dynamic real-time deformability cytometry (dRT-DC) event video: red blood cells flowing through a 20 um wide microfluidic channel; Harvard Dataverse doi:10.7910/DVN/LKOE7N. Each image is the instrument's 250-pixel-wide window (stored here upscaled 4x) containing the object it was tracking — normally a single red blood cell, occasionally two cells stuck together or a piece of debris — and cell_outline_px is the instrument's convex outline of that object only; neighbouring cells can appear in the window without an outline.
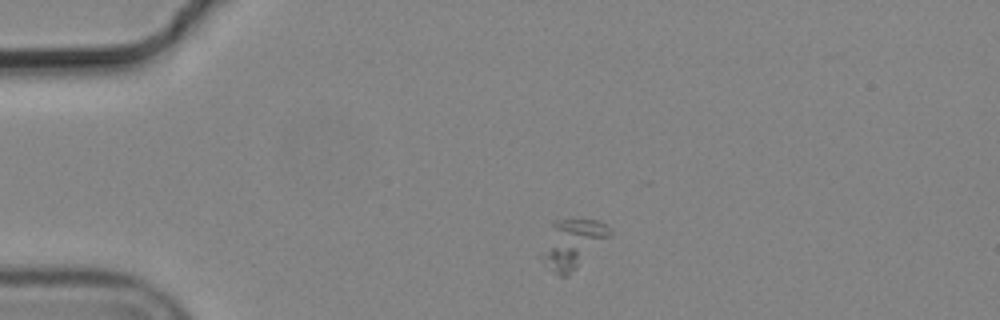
{"species": "common noctule bat (a hibernating species)", "species_latin": "Nyctalus noctula", "temperature_condition": "cold", "stored_images_in_passage": 6, "camera_frame_rate_fps": 3000, "um_per_image_px": 0.085, "animal": {"sex": "male", "body_mass_g": 19.2, "forearm_length_mm": 51.8}, "frame": {"image": 1, "passage_image": 4, "time_ms": 1.0, "image_size_px": [1000, 320], "cell_outline_px": [[612, 232], [568, 276], [560, 276], [552, 272], [544, 256], [552, 224], [556, 220], [596, 220], [604, 224]], "centroid_in_image_um": [48.7, 20.71], "position_along_channel_um": 36.3, "area_um2": 17.92}}
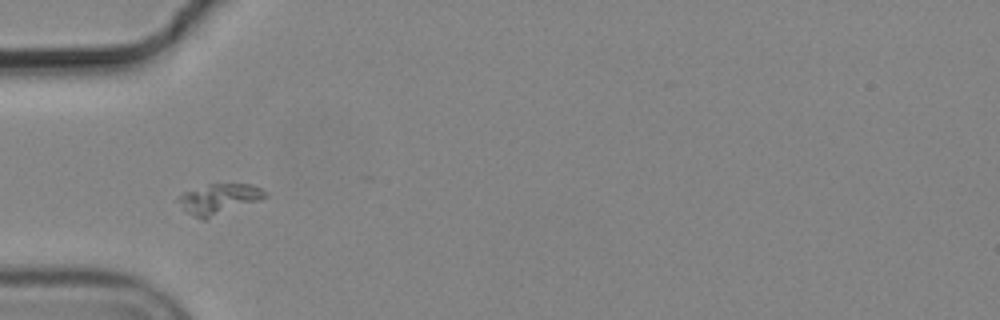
{"frame": {"image": 2, "passage_image": 6, "time_ms": 1.667, "image_size_px": [1000, 320], "cell_outline_px": [[268, 196], [260, 200], [204, 220], [188, 212], [176, 200], [184, 192], [208, 184], [252, 184], [268, 192]], "centroid_in_image_um": [18.66, 16.9], "position_along_channel_um": 66.3, "area_um2": 15.09}}